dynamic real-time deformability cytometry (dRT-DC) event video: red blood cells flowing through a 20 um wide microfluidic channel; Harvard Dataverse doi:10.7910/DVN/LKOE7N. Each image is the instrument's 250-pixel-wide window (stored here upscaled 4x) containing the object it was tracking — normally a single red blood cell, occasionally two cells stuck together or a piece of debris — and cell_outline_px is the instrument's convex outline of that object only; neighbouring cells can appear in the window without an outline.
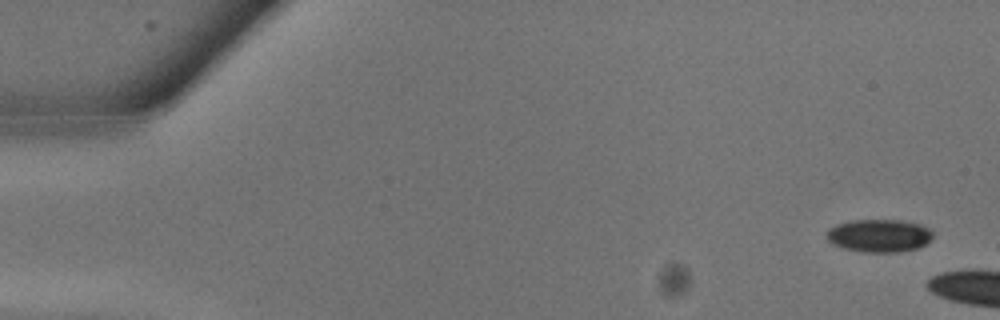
{"species": "common noctule bat (a hibernating species)", "species_latin": "Nyctalus noctula", "temperature_condition": "warm", "stored_images_in_passage": 6, "camera_frame_rate_fps": 3000, "um_per_image_px": 0.085, "animal": {"sex": "male", "body_mass_g": 13.3}, "frame": {"image": 1, "passage_image": 2, "time_ms": 0.333, "image_size_px": [1000, 320], "cell_outline_px": [[932, 240], [916, 248], [900, 252], [860, 252], [844, 248], [832, 244], [828, 240], [828, 228], [836, 224], [852, 220], [904, 220], [920, 224], [928, 228], [932, 232]], "centroid_in_image_um": [74.73, 20.02], "position_along_channel_um": 10.3, "area_um2": 20.4}}